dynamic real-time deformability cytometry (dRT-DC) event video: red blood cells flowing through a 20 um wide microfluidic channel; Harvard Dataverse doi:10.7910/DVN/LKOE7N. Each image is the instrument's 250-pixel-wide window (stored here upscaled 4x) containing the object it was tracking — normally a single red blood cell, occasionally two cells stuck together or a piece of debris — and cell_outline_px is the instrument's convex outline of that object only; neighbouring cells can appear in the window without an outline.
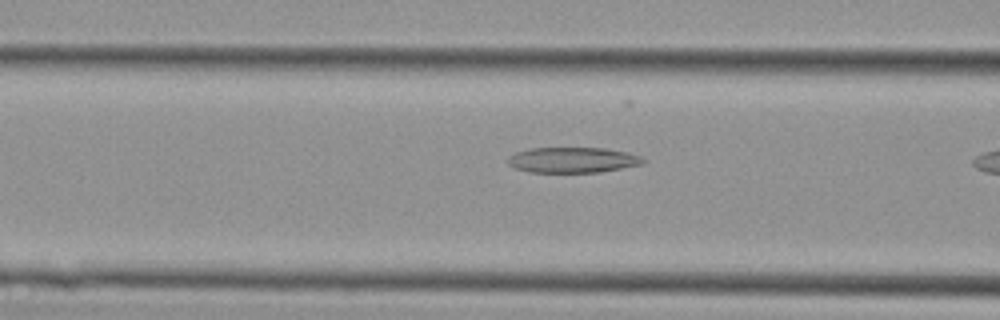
{"species": "Egyptian fruit bat (a non-hibernating species)", "species_latin": "Rousettus aegyptiacus", "temperature_condition": "cold", "stored_images_in_passage": 8, "camera_frame_rate_fps": 3000, "um_per_image_px": 0.085, "animal": {"sex": "female"}, "frame": {"image": 1, "passage_image": 7, "time_ms": 2.0, "image_size_px": [1000, 320], "cell_outline_px": [[648, 160], [644, 164], [600, 172], [528, 172], [516, 168], [508, 164], [508, 156], [516, 152], [532, 148], [604, 148], [628, 152], [640, 156]], "centroid_in_image_um": [48.72, 13.6], "position_along_channel_um": 117.9, "area_um2": 20.17}}